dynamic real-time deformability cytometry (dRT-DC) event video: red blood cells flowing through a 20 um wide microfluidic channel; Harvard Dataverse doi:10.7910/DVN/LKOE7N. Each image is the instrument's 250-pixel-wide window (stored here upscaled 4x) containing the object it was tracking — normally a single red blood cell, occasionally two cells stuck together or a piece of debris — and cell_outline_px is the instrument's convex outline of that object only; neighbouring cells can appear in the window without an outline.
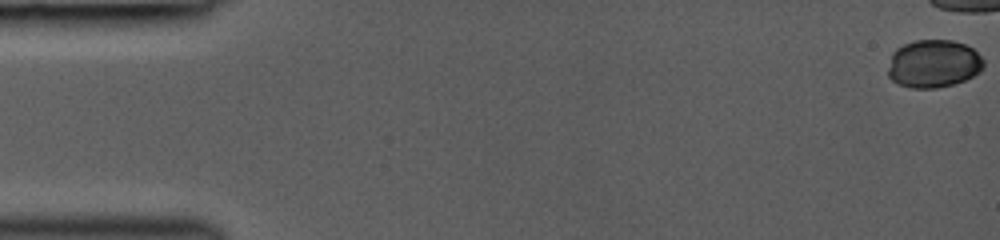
{"species": "common noctule bat (a hibernating species)", "species_latin": "Nyctalus noctula", "temperature_condition": "room temperature", "stored_images_in_passage": 19, "camera_frame_rate_fps": 3000, "um_per_image_px": 0.085, "animal": {"sex": "female", "body_mass_g": 19.0, "forearm_length_mm": 53.3}, "frame": {"image": 1, "passage_image": 1, "time_ms": 0.0, "image_size_px": [1000, 240], "cell_outline_px": [[984, 68], [980, 72], [964, 80], [952, 84], [936, 88], [912, 88], [900, 84], [892, 80], [888, 76], [888, 68], [892, 52], [896, 48], [904, 44], [916, 40], [952, 40], [964, 44], [972, 48], [984, 60]], "centroid_in_image_um": [79.35, 5.41], "position_along_channel_um": 5.7, "area_um2": 26.7}}
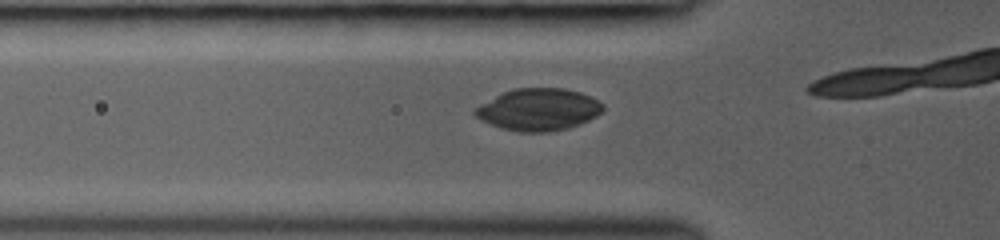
{"frame": {"image": 2, "passage_image": 15, "time_ms": 5.333, "image_size_px": [1000, 240], "cell_outline_px": [[604, 108], [596, 116], [580, 124], [568, 128], [548, 132], [520, 132], [500, 128], [480, 120], [472, 112], [472, 108], [504, 92], [516, 88], [564, 88], [580, 92], [604, 104]], "centroid_in_image_um": [45.74, 9.32], "position_along_channel_um": 80.1, "area_um2": 31.33}}